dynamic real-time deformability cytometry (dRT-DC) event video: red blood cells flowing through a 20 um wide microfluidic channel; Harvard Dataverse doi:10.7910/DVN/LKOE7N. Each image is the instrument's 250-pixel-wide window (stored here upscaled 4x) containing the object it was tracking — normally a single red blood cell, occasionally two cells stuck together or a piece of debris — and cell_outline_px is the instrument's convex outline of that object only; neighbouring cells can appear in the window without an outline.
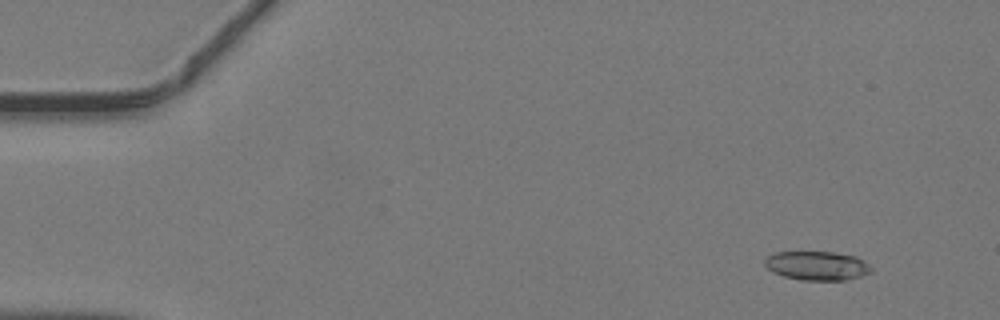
{"species": "common noctule bat (a hibernating species)", "species_latin": "Nyctalus noctula", "temperature_condition": "warm", "stored_images_in_passage": 47, "camera_frame_rate_fps": 3000, "um_per_image_px": 0.085, "animal": {"sex": "male", "body_mass_g": 19.2, "forearm_length_mm": 51.8}, "frame": {"image": 1, "passage_image": 5, "time_ms": 1.333, "image_size_px": [1000, 320], "cell_outline_px": [[872, 272], [860, 276], [844, 280], [800, 280], [784, 276], [772, 272], [764, 264], [764, 260], [768, 256], [776, 252], [836, 252], [856, 256], [864, 260], [872, 268]], "centroid_in_image_um": [69.46, 22.58], "position_along_channel_um": 15.5, "area_um2": 18.03}}
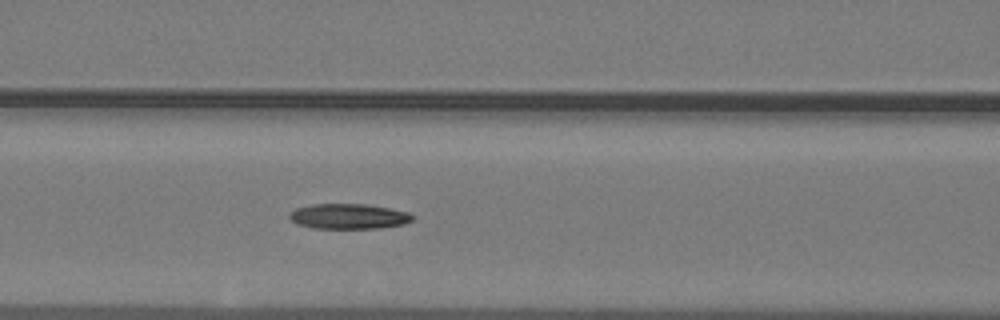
{"frame": {"image": 2, "passage_image": 21, "time_ms": 6.667, "image_size_px": [1000, 320], "cell_outline_px": [[416, 216], [412, 220], [404, 224], [380, 228], [312, 228], [296, 224], [288, 216], [296, 208], [312, 204], [364, 204], [388, 208], [408, 212]], "centroid_in_image_um": [29.64, 18.39], "position_along_channel_um": 137.0, "area_um2": 18.03}}
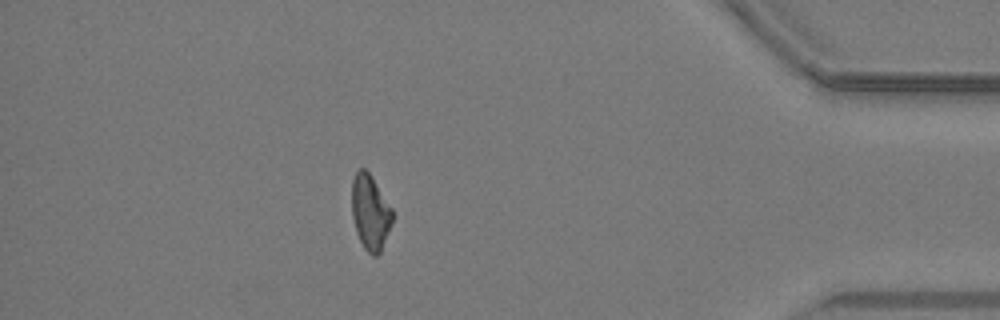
{"frame": {"image": 3, "passage_image": 42, "time_ms": 13.667, "image_size_px": [1000, 320], "cell_outline_px": [[392, 224], [380, 252], [376, 256], [372, 256], [364, 248], [356, 232], [352, 216], [352, 180], [356, 172], [360, 168], [364, 168], [372, 176], [392, 208]], "centroid_in_image_um": [31.47, 18.04], "position_along_channel_um": 403.7, "area_um2": 17.74}}